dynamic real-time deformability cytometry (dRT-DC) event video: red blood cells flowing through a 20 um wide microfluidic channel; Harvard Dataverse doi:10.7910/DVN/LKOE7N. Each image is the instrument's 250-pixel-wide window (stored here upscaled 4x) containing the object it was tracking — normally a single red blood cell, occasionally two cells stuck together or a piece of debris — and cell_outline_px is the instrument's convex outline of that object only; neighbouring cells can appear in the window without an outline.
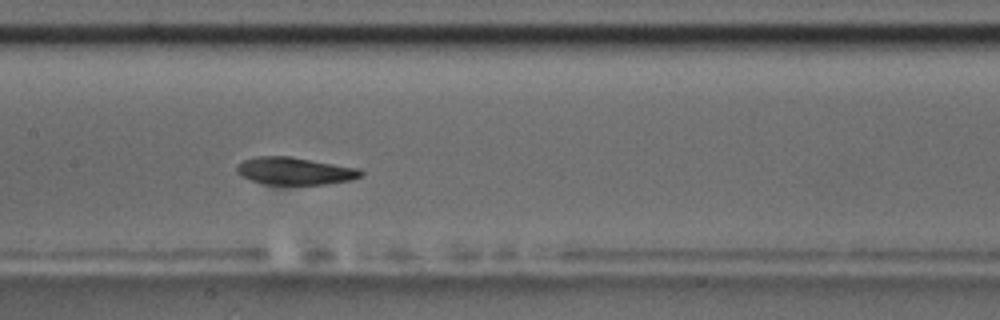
{"species": "common noctule bat (a hibernating species)", "species_latin": "Nyctalus noctula", "temperature_condition": "room temperature", "stored_images_in_passage": 5, "camera_frame_rate_fps": 3000, "um_per_image_px": 0.085, "animal": {"sex": "male", "body_mass_g": 17.5, "forearm_length_mm": 52.3}, "frame": {"image": 1, "passage_image": 4, "time_ms": 3.333, "image_size_px": [1000, 320], "cell_outline_px": [[364, 172], [360, 176], [352, 180], [328, 184], [264, 184], [248, 180], [240, 176], [236, 172], [236, 168], [244, 160], [256, 156], [288, 156], [360, 168]], "centroid_in_image_um": [25.05, 14.54], "position_along_channel_um": 182.3, "area_um2": 19.88}}
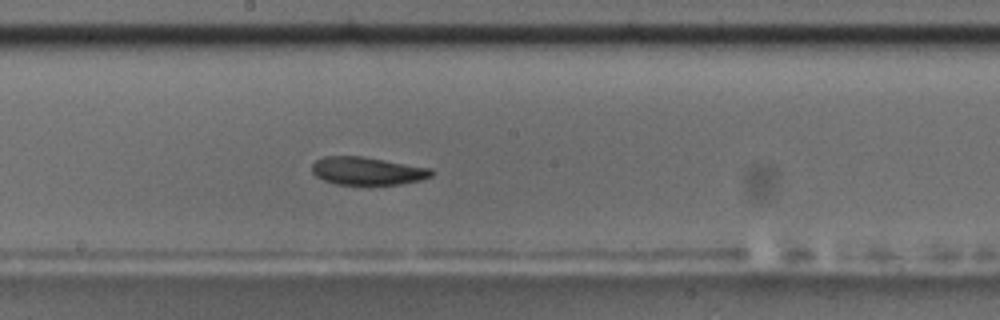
{"frame": {"image": 2, "passage_image": 5, "time_ms": 4.333, "image_size_px": [1000, 320], "cell_outline_px": [[436, 172], [432, 176], [420, 180], [400, 184], [336, 184], [324, 180], [316, 176], [312, 172], [312, 164], [316, 160], [324, 156], [360, 156], [432, 168]], "centroid_in_image_um": [31.24, 14.52], "position_along_channel_um": 217.0, "area_um2": 19.36}}